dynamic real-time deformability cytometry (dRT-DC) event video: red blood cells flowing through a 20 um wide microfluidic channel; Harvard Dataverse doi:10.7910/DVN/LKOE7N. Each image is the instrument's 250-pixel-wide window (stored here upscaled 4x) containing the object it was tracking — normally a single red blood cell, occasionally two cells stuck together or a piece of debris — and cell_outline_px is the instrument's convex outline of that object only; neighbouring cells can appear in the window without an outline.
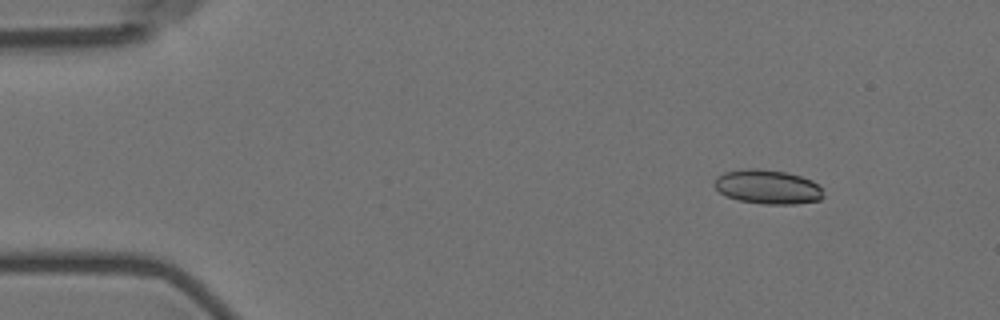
{"species": "Egyptian fruit bat (a non-hibernating species)", "species_latin": "Rousettus aegyptiacus", "temperature_condition": "room temperature", "stored_images_in_passage": 8, "camera_frame_rate_fps": 3000, "um_per_image_px": 0.085, "animal": {"sex": "female"}, "frame": {"image": 1, "passage_image": 2, "time_ms": 1.0, "image_size_px": [1000, 320], "cell_outline_px": [[824, 196], [820, 200], [796, 204], [764, 204], [740, 200], [728, 196], [720, 192], [712, 184], [716, 176], [724, 172], [744, 168], [760, 168], [788, 172], [812, 180], [820, 188]], "centroid_in_image_um": [65.23, 15.87], "position_along_channel_um": 19.8, "area_um2": 21.85}}
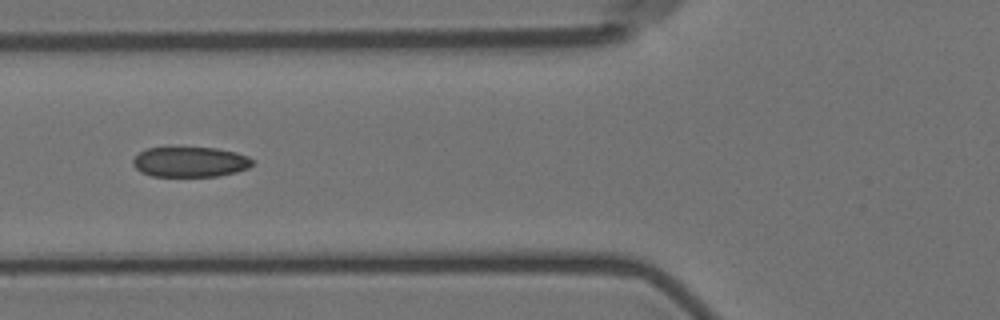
{"frame": {"image": 2, "passage_image": 6, "time_ms": 6.0, "image_size_px": [1000, 320], "cell_outline_px": [[252, 164], [248, 168], [236, 172], [216, 176], [152, 176], [140, 172], [132, 164], [132, 160], [144, 148], [216, 148], [236, 152], [248, 156], [252, 160]], "centroid_in_image_um": [16.14, 13.76], "position_along_channel_um": 109.7, "area_um2": 20.92}}
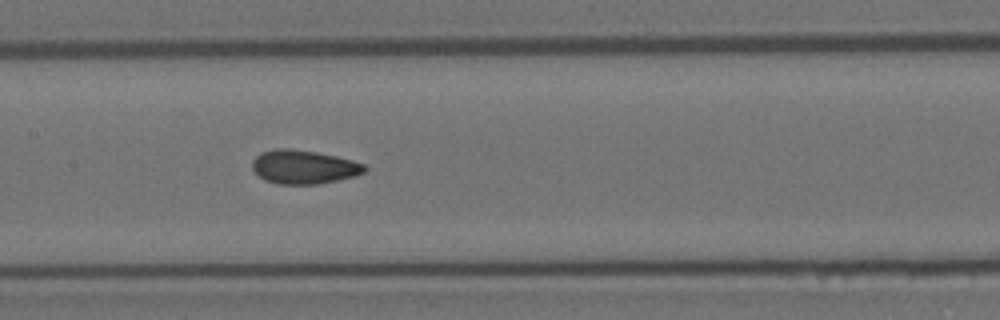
{"frame": {"image": 3, "passage_image": 8, "time_ms": 8.0, "image_size_px": [1000, 320], "cell_outline_px": [[368, 168], [364, 172], [356, 176], [340, 180], [316, 184], [276, 184], [264, 180], [252, 168], [252, 160], [260, 152], [276, 148], [288, 148], [316, 152], [336, 156], [352, 160], [364, 164]], "centroid_in_image_um": [25.82, 14.19], "position_along_channel_um": 181.6, "area_um2": 22.25}}